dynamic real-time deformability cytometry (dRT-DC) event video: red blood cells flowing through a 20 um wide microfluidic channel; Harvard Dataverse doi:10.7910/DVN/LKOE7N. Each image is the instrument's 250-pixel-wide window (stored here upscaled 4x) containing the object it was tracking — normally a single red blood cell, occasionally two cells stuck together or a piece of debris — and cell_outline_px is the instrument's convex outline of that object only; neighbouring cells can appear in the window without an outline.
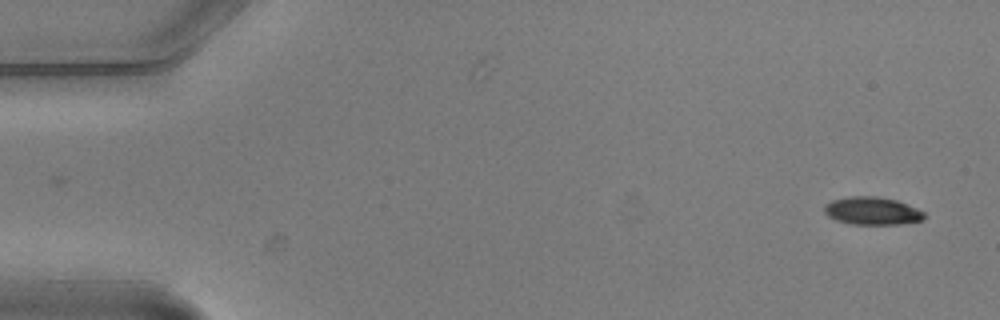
{"species": "common noctule bat (a hibernating species)", "species_latin": "Nyctalus noctula", "temperature_condition": "warm", "stored_images_in_passage": 2, "camera_frame_rate_fps": 3000, "um_per_image_px": 0.085, "animal": {"sex": "male", "body_mass_g": 20.5, "forearm_length_mm": 52.5}, "frame": {"image": 1, "passage_image": 2, "time_ms": 0.333, "image_size_px": [1000, 320], "cell_outline_px": [[924, 220], [900, 224], [852, 224], [836, 220], [828, 216], [824, 212], [824, 204], [832, 200], [848, 196], [876, 196], [896, 200], [908, 204], [924, 212]], "centroid_in_image_um": [74.12, 17.92], "position_along_channel_um": 10.9, "area_um2": 16.24}}